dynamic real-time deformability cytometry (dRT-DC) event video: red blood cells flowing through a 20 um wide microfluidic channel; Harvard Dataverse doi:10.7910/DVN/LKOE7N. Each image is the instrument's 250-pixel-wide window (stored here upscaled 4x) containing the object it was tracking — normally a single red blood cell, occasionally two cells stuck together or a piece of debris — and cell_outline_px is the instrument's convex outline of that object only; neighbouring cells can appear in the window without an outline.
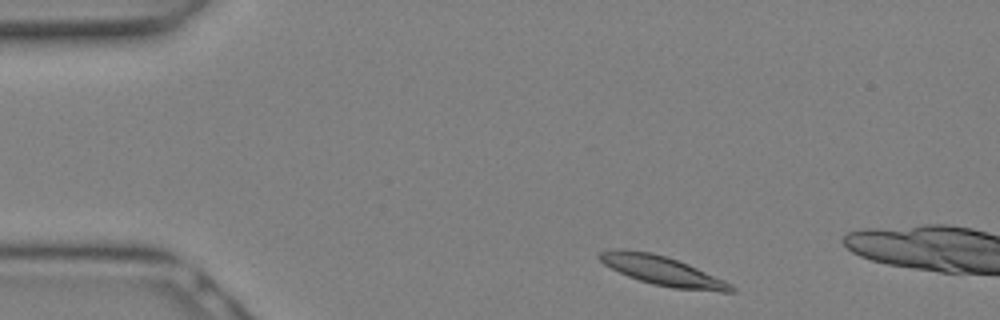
{"species": "Egyptian fruit bat (a non-hibernating species)", "species_latin": "Rousettus aegyptiacus", "temperature_condition": "warm", "stored_images_in_passage": 4, "camera_frame_rate_fps": 3000, "um_per_image_px": 0.085, "animal": {"sex": "female"}, "frame": {"image": 1, "passage_image": 1, "time_ms": 0.0, "image_size_px": [1000, 320], "cell_outline_px": [[736, 292], [720, 292], [672, 288], [652, 284], [628, 276], [604, 264], [596, 256], [600, 252], [608, 248], [624, 248], [652, 252], [668, 256], [688, 264], [724, 280], [732, 284], [736, 288]], "centroid_in_image_um": [56.29, 22.99], "position_along_channel_um": 28.7, "area_um2": 22.77}}